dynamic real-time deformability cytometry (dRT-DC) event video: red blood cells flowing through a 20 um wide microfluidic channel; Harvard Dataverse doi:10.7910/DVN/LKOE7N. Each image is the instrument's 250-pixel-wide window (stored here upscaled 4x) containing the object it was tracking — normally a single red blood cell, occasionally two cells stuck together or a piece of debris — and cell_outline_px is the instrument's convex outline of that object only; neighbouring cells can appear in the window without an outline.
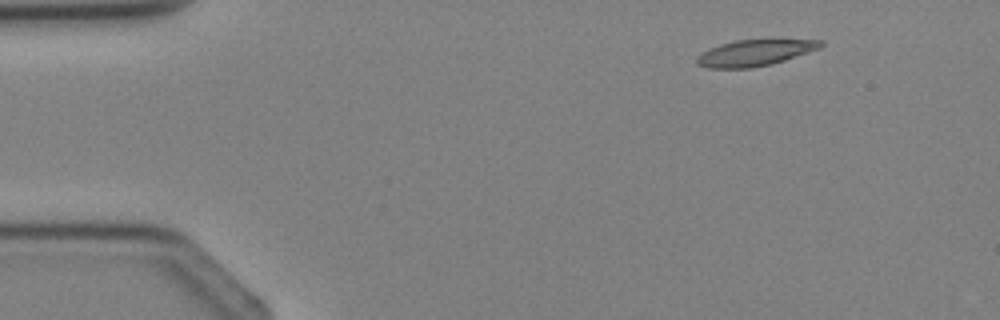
{"species": "Egyptian fruit bat (a non-hibernating species)", "species_latin": "Rousettus aegyptiacus", "temperature_condition": "cold", "stored_images_in_passage": 3, "camera_frame_rate_fps": 3000, "um_per_image_px": 0.085, "animal": {"sex": "female"}, "frame": {"image": 1, "passage_image": 1, "time_ms": 0.0, "image_size_px": [1000, 320], "cell_outline_px": [[824, 44], [820, 48], [772, 64], [752, 68], [708, 68], [696, 64], [696, 56], [708, 48], [720, 44], [736, 40], [824, 40]], "centroid_in_image_um": [64.11, 4.5], "position_along_channel_um": 20.9, "area_um2": 18.84}}
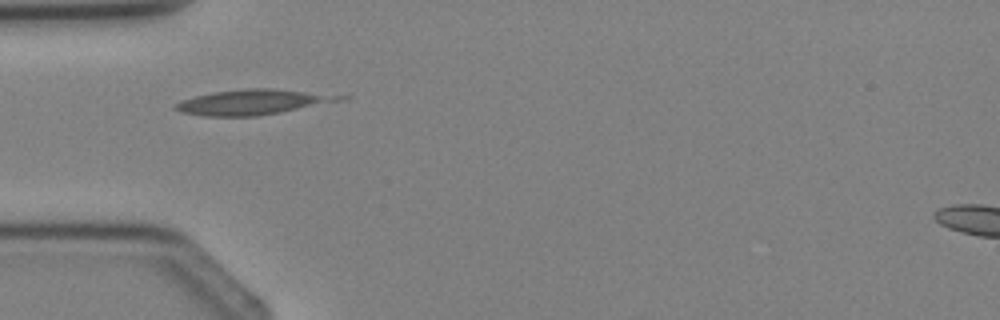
{"frame": {"image": 2, "passage_image": 3, "time_ms": 2.333, "image_size_px": [1000, 320], "cell_outline_px": [[316, 100], [308, 104], [296, 108], [280, 112], [256, 116], [204, 116], [180, 112], [172, 108], [180, 100], [212, 92], [248, 88], [276, 88], [304, 92], [316, 96]], "centroid_in_image_um": [20.77, 8.7], "position_along_channel_um": 64.2, "area_um2": 21.5}}